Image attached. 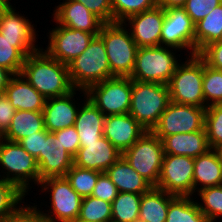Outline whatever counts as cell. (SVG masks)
<instances>
[{"label":"cell","mask_w":222,"mask_h":222,"mask_svg":"<svg viewBox=\"0 0 222 222\" xmlns=\"http://www.w3.org/2000/svg\"><path fill=\"white\" fill-rule=\"evenodd\" d=\"M132 91L130 77L115 76L94 85L87 90V98L105 115L129 113Z\"/></svg>","instance_id":"30bf717a"},{"label":"cell","mask_w":222,"mask_h":222,"mask_svg":"<svg viewBox=\"0 0 222 222\" xmlns=\"http://www.w3.org/2000/svg\"><path fill=\"white\" fill-rule=\"evenodd\" d=\"M16 109L11 105L8 98L1 93L0 95V131L4 134L9 128L15 115Z\"/></svg>","instance_id":"7dc6e473"},{"label":"cell","mask_w":222,"mask_h":222,"mask_svg":"<svg viewBox=\"0 0 222 222\" xmlns=\"http://www.w3.org/2000/svg\"><path fill=\"white\" fill-rule=\"evenodd\" d=\"M194 195V198H197L196 202L199 209L210 220V222H218L217 220H220L219 222H221L222 185L204 188Z\"/></svg>","instance_id":"d6a6232c"},{"label":"cell","mask_w":222,"mask_h":222,"mask_svg":"<svg viewBox=\"0 0 222 222\" xmlns=\"http://www.w3.org/2000/svg\"><path fill=\"white\" fill-rule=\"evenodd\" d=\"M164 154L196 158L209 149L206 131L173 134L162 139Z\"/></svg>","instance_id":"cb8c5ba5"},{"label":"cell","mask_w":222,"mask_h":222,"mask_svg":"<svg viewBox=\"0 0 222 222\" xmlns=\"http://www.w3.org/2000/svg\"><path fill=\"white\" fill-rule=\"evenodd\" d=\"M0 178L15 184L27 196L30 195L31 189L40 183L36 158L18 142L1 139Z\"/></svg>","instance_id":"3957f363"},{"label":"cell","mask_w":222,"mask_h":222,"mask_svg":"<svg viewBox=\"0 0 222 222\" xmlns=\"http://www.w3.org/2000/svg\"><path fill=\"white\" fill-rule=\"evenodd\" d=\"M221 3L222 0H186L183 8L196 24Z\"/></svg>","instance_id":"60d3db41"},{"label":"cell","mask_w":222,"mask_h":222,"mask_svg":"<svg viewBox=\"0 0 222 222\" xmlns=\"http://www.w3.org/2000/svg\"><path fill=\"white\" fill-rule=\"evenodd\" d=\"M38 41H9L0 32V67L20 74L26 56L40 50Z\"/></svg>","instance_id":"4316f807"},{"label":"cell","mask_w":222,"mask_h":222,"mask_svg":"<svg viewBox=\"0 0 222 222\" xmlns=\"http://www.w3.org/2000/svg\"><path fill=\"white\" fill-rule=\"evenodd\" d=\"M198 55L210 68L222 70V41H215L208 44Z\"/></svg>","instance_id":"ee69618b"},{"label":"cell","mask_w":222,"mask_h":222,"mask_svg":"<svg viewBox=\"0 0 222 222\" xmlns=\"http://www.w3.org/2000/svg\"><path fill=\"white\" fill-rule=\"evenodd\" d=\"M13 74L5 69L0 67V92L4 93L5 88L8 86L10 79L12 78Z\"/></svg>","instance_id":"c3c4849f"},{"label":"cell","mask_w":222,"mask_h":222,"mask_svg":"<svg viewBox=\"0 0 222 222\" xmlns=\"http://www.w3.org/2000/svg\"><path fill=\"white\" fill-rule=\"evenodd\" d=\"M6 0H0V6L5 2Z\"/></svg>","instance_id":"f5cc1de1"},{"label":"cell","mask_w":222,"mask_h":222,"mask_svg":"<svg viewBox=\"0 0 222 222\" xmlns=\"http://www.w3.org/2000/svg\"><path fill=\"white\" fill-rule=\"evenodd\" d=\"M194 193L204 188L222 185V163L214 149L194 158Z\"/></svg>","instance_id":"484cf974"},{"label":"cell","mask_w":222,"mask_h":222,"mask_svg":"<svg viewBox=\"0 0 222 222\" xmlns=\"http://www.w3.org/2000/svg\"><path fill=\"white\" fill-rule=\"evenodd\" d=\"M164 21V8L156 6L128 17L123 24L129 29L131 37L141 47L160 46L161 30Z\"/></svg>","instance_id":"2e32d148"},{"label":"cell","mask_w":222,"mask_h":222,"mask_svg":"<svg viewBox=\"0 0 222 222\" xmlns=\"http://www.w3.org/2000/svg\"><path fill=\"white\" fill-rule=\"evenodd\" d=\"M105 117L88 98L81 103L74 123L80 147H85V143L97 142L103 136Z\"/></svg>","instance_id":"603a6c76"},{"label":"cell","mask_w":222,"mask_h":222,"mask_svg":"<svg viewBox=\"0 0 222 222\" xmlns=\"http://www.w3.org/2000/svg\"><path fill=\"white\" fill-rule=\"evenodd\" d=\"M15 184L0 178V222L26 199Z\"/></svg>","instance_id":"74e56055"},{"label":"cell","mask_w":222,"mask_h":222,"mask_svg":"<svg viewBox=\"0 0 222 222\" xmlns=\"http://www.w3.org/2000/svg\"><path fill=\"white\" fill-rule=\"evenodd\" d=\"M113 22H123L128 17L153 9L157 0H111Z\"/></svg>","instance_id":"d590c367"},{"label":"cell","mask_w":222,"mask_h":222,"mask_svg":"<svg viewBox=\"0 0 222 222\" xmlns=\"http://www.w3.org/2000/svg\"><path fill=\"white\" fill-rule=\"evenodd\" d=\"M44 141H46V129L24 137L18 143L33 157L43 158Z\"/></svg>","instance_id":"bcb514c9"},{"label":"cell","mask_w":222,"mask_h":222,"mask_svg":"<svg viewBox=\"0 0 222 222\" xmlns=\"http://www.w3.org/2000/svg\"><path fill=\"white\" fill-rule=\"evenodd\" d=\"M101 173L73 165L65 177L70 182L71 187L83 198L92 195L98 176Z\"/></svg>","instance_id":"e575fe53"},{"label":"cell","mask_w":222,"mask_h":222,"mask_svg":"<svg viewBox=\"0 0 222 222\" xmlns=\"http://www.w3.org/2000/svg\"><path fill=\"white\" fill-rule=\"evenodd\" d=\"M53 134L70 155L74 157L77 154L80 148V138L74 126L56 131Z\"/></svg>","instance_id":"f6af8a7d"},{"label":"cell","mask_w":222,"mask_h":222,"mask_svg":"<svg viewBox=\"0 0 222 222\" xmlns=\"http://www.w3.org/2000/svg\"><path fill=\"white\" fill-rule=\"evenodd\" d=\"M203 73L204 60L198 54L185 55L167 84L170 101L206 108L203 94Z\"/></svg>","instance_id":"8992f818"},{"label":"cell","mask_w":222,"mask_h":222,"mask_svg":"<svg viewBox=\"0 0 222 222\" xmlns=\"http://www.w3.org/2000/svg\"><path fill=\"white\" fill-rule=\"evenodd\" d=\"M206 108L170 101L152 132L162 140L173 134L204 130Z\"/></svg>","instance_id":"8fae6325"},{"label":"cell","mask_w":222,"mask_h":222,"mask_svg":"<svg viewBox=\"0 0 222 222\" xmlns=\"http://www.w3.org/2000/svg\"><path fill=\"white\" fill-rule=\"evenodd\" d=\"M222 34V3L195 24V54L208 44L219 41Z\"/></svg>","instance_id":"f546056e"},{"label":"cell","mask_w":222,"mask_h":222,"mask_svg":"<svg viewBox=\"0 0 222 222\" xmlns=\"http://www.w3.org/2000/svg\"><path fill=\"white\" fill-rule=\"evenodd\" d=\"M203 94L207 106L222 104V70L210 68L204 62Z\"/></svg>","instance_id":"f35d334b"},{"label":"cell","mask_w":222,"mask_h":222,"mask_svg":"<svg viewBox=\"0 0 222 222\" xmlns=\"http://www.w3.org/2000/svg\"><path fill=\"white\" fill-rule=\"evenodd\" d=\"M165 222H210L201 212L194 197L176 196L168 207Z\"/></svg>","instance_id":"4dcf8cb0"},{"label":"cell","mask_w":222,"mask_h":222,"mask_svg":"<svg viewBox=\"0 0 222 222\" xmlns=\"http://www.w3.org/2000/svg\"><path fill=\"white\" fill-rule=\"evenodd\" d=\"M16 110L43 112L46 98L21 75L14 74L3 93Z\"/></svg>","instance_id":"7402d4cb"},{"label":"cell","mask_w":222,"mask_h":222,"mask_svg":"<svg viewBox=\"0 0 222 222\" xmlns=\"http://www.w3.org/2000/svg\"><path fill=\"white\" fill-rule=\"evenodd\" d=\"M57 3L59 4L55 5L51 14L58 25L92 34L100 33L104 23L82 3L73 0Z\"/></svg>","instance_id":"e0dca14e"},{"label":"cell","mask_w":222,"mask_h":222,"mask_svg":"<svg viewBox=\"0 0 222 222\" xmlns=\"http://www.w3.org/2000/svg\"><path fill=\"white\" fill-rule=\"evenodd\" d=\"M44 129L43 112L16 110L9 128L3 134V138L11 142H19L24 137Z\"/></svg>","instance_id":"f1b7e54d"},{"label":"cell","mask_w":222,"mask_h":222,"mask_svg":"<svg viewBox=\"0 0 222 222\" xmlns=\"http://www.w3.org/2000/svg\"><path fill=\"white\" fill-rule=\"evenodd\" d=\"M121 156L122 154L102 136L97 142L85 143V147H80L73 157V165L106 172Z\"/></svg>","instance_id":"d6986e66"},{"label":"cell","mask_w":222,"mask_h":222,"mask_svg":"<svg viewBox=\"0 0 222 222\" xmlns=\"http://www.w3.org/2000/svg\"><path fill=\"white\" fill-rule=\"evenodd\" d=\"M204 129L210 149L222 145V104L206 107Z\"/></svg>","instance_id":"8d00e7d4"},{"label":"cell","mask_w":222,"mask_h":222,"mask_svg":"<svg viewBox=\"0 0 222 222\" xmlns=\"http://www.w3.org/2000/svg\"><path fill=\"white\" fill-rule=\"evenodd\" d=\"M163 156L162 140L152 131H147L122 153V157L153 187L158 184Z\"/></svg>","instance_id":"9c48e42d"},{"label":"cell","mask_w":222,"mask_h":222,"mask_svg":"<svg viewBox=\"0 0 222 222\" xmlns=\"http://www.w3.org/2000/svg\"><path fill=\"white\" fill-rule=\"evenodd\" d=\"M104 43L111 73L114 76L130 77L136 59L137 44L123 22L105 23L98 34Z\"/></svg>","instance_id":"ba28073f"},{"label":"cell","mask_w":222,"mask_h":222,"mask_svg":"<svg viewBox=\"0 0 222 222\" xmlns=\"http://www.w3.org/2000/svg\"><path fill=\"white\" fill-rule=\"evenodd\" d=\"M106 174L119 192L144 194L153 187L122 156L107 169Z\"/></svg>","instance_id":"d4e9b609"},{"label":"cell","mask_w":222,"mask_h":222,"mask_svg":"<svg viewBox=\"0 0 222 222\" xmlns=\"http://www.w3.org/2000/svg\"><path fill=\"white\" fill-rule=\"evenodd\" d=\"M73 1L82 3L104 24L113 23V11H112L111 0H73Z\"/></svg>","instance_id":"7bdbcfd3"},{"label":"cell","mask_w":222,"mask_h":222,"mask_svg":"<svg viewBox=\"0 0 222 222\" xmlns=\"http://www.w3.org/2000/svg\"><path fill=\"white\" fill-rule=\"evenodd\" d=\"M118 193L119 191L115 184L111 181L110 177L106 174V172H102L98 176L91 196L112 203Z\"/></svg>","instance_id":"b9f144b4"},{"label":"cell","mask_w":222,"mask_h":222,"mask_svg":"<svg viewBox=\"0 0 222 222\" xmlns=\"http://www.w3.org/2000/svg\"><path fill=\"white\" fill-rule=\"evenodd\" d=\"M194 158L164 154L156 188L179 197H194Z\"/></svg>","instance_id":"4fadbf2b"},{"label":"cell","mask_w":222,"mask_h":222,"mask_svg":"<svg viewBox=\"0 0 222 222\" xmlns=\"http://www.w3.org/2000/svg\"><path fill=\"white\" fill-rule=\"evenodd\" d=\"M21 203L13 212L6 216L1 222H46L36 203L29 202Z\"/></svg>","instance_id":"ab89813d"},{"label":"cell","mask_w":222,"mask_h":222,"mask_svg":"<svg viewBox=\"0 0 222 222\" xmlns=\"http://www.w3.org/2000/svg\"><path fill=\"white\" fill-rule=\"evenodd\" d=\"M58 141L53 133L46 130L43 158H36L40 181L50 177H65L73 166V156Z\"/></svg>","instance_id":"ffe728a7"},{"label":"cell","mask_w":222,"mask_h":222,"mask_svg":"<svg viewBox=\"0 0 222 222\" xmlns=\"http://www.w3.org/2000/svg\"><path fill=\"white\" fill-rule=\"evenodd\" d=\"M142 194L119 192L111 203V222H135L139 219Z\"/></svg>","instance_id":"1f68e13d"},{"label":"cell","mask_w":222,"mask_h":222,"mask_svg":"<svg viewBox=\"0 0 222 222\" xmlns=\"http://www.w3.org/2000/svg\"><path fill=\"white\" fill-rule=\"evenodd\" d=\"M68 69L73 87L85 91L91 85L115 77L111 73L105 46L99 35L68 64Z\"/></svg>","instance_id":"52a82bcc"},{"label":"cell","mask_w":222,"mask_h":222,"mask_svg":"<svg viewBox=\"0 0 222 222\" xmlns=\"http://www.w3.org/2000/svg\"><path fill=\"white\" fill-rule=\"evenodd\" d=\"M135 222H144V221H141L140 219L136 220Z\"/></svg>","instance_id":"db71d44e"},{"label":"cell","mask_w":222,"mask_h":222,"mask_svg":"<svg viewBox=\"0 0 222 222\" xmlns=\"http://www.w3.org/2000/svg\"><path fill=\"white\" fill-rule=\"evenodd\" d=\"M77 96L80 97L78 98ZM86 98V91L82 89H74L63 96L47 98L45 107L43 108L44 128L48 132L54 133L64 128L74 126L76 115L81 105L80 103ZM80 99L82 101L79 102Z\"/></svg>","instance_id":"9a60e30c"},{"label":"cell","mask_w":222,"mask_h":222,"mask_svg":"<svg viewBox=\"0 0 222 222\" xmlns=\"http://www.w3.org/2000/svg\"><path fill=\"white\" fill-rule=\"evenodd\" d=\"M3 139V133L0 131V140Z\"/></svg>","instance_id":"816d5d0a"},{"label":"cell","mask_w":222,"mask_h":222,"mask_svg":"<svg viewBox=\"0 0 222 222\" xmlns=\"http://www.w3.org/2000/svg\"><path fill=\"white\" fill-rule=\"evenodd\" d=\"M111 203L93 196L82 198L76 222H111Z\"/></svg>","instance_id":"836d02e7"},{"label":"cell","mask_w":222,"mask_h":222,"mask_svg":"<svg viewBox=\"0 0 222 222\" xmlns=\"http://www.w3.org/2000/svg\"><path fill=\"white\" fill-rule=\"evenodd\" d=\"M183 54L177 49L165 46L138 48L130 78L141 82L168 84L178 65L183 61Z\"/></svg>","instance_id":"5b68a950"},{"label":"cell","mask_w":222,"mask_h":222,"mask_svg":"<svg viewBox=\"0 0 222 222\" xmlns=\"http://www.w3.org/2000/svg\"><path fill=\"white\" fill-rule=\"evenodd\" d=\"M157 3L158 6L167 9L170 7H183L186 3V0H157Z\"/></svg>","instance_id":"681fc988"},{"label":"cell","mask_w":222,"mask_h":222,"mask_svg":"<svg viewBox=\"0 0 222 222\" xmlns=\"http://www.w3.org/2000/svg\"><path fill=\"white\" fill-rule=\"evenodd\" d=\"M169 103L167 84L132 80L129 114L146 131H152L157 125Z\"/></svg>","instance_id":"277c9868"},{"label":"cell","mask_w":222,"mask_h":222,"mask_svg":"<svg viewBox=\"0 0 222 222\" xmlns=\"http://www.w3.org/2000/svg\"><path fill=\"white\" fill-rule=\"evenodd\" d=\"M147 131L129 114L107 115L103 136L122 154Z\"/></svg>","instance_id":"ac0fdd59"},{"label":"cell","mask_w":222,"mask_h":222,"mask_svg":"<svg viewBox=\"0 0 222 222\" xmlns=\"http://www.w3.org/2000/svg\"><path fill=\"white\" fill-rule=\"evenodd\" d=\"M46 99L73 91L68 65L50 57L42 48L25 58L21 73Z\"/></svg>","instance_id":"6da1fadb"},{"label":"cell","mask_w":222,"mask_h":222,"mask_svg":"<svg viewBox=\"0 0 222 222\" xmlns=\"http://www.w3.org/2000/svg\"><path fill=\"white\" fill-rule=\"evenodd\" d=\"M38 188V192L41 193L38 194L39 196L45 193V198H49L50 205L45 204L48 203V200L44 202V199L41 200L43 202H40V205L36 204L46 222L77 221L80 214L82 197L71 187L66 177L46 178L40 181L36 189Z\"/></svg>","instance_id":"7a4b0ae2"},{"label":"cell","mask_w":222,"mask_h":222,"mask_svg":"<svg viewBox=\"0 0 222 222\" xmlns=\"http://www.w3.org/2000/svg\"><path fill=\"white\" fill-rule=\"evenodd\" d=\"M10 1L6 0L0 6L1 34L9 41H38L39 31L36 24H33L34 21L31 22L28 15L21 14L16 10V6H13Z\"/></svg>","instance_id":"44dd1931"},{"label":"cell","mask_w":222,"mask_h":222,"mask_svg":"<svg viewBox=\"0 0 222 222\" xmlns=\"http://www.w3.org/2000/svg\"><path fill=\"white\" fill-rule=\"evenodd\" d=\"M214 150L218 154L219 160L222 163V145H219L218 147L214 148Z\"/></svg>","instance_id":"f907efd6"},{"label":"cell","mask_w":222,"mask_h":222,"mask_svg":"<svg viewBox=\"0 0 222 222\" xmlns=\"http://www.w3.org/2000/svg\"><path fill=\"white\" fill-rule=\"evenodd\" d=\"M175 197L164 190L152 187L141 196L139 219L144 222H165L169 203Z\"/></svg>","instance_id":"83f0119b"},{"label":"cell","mask_w":222,"mask_h":222,"mask_svg":"<svg viewBox=\"0 0 222 222\" xmlns=\"http://www.w3.org/2000/svg\"><path fill=\"white\" fill-rule=\"evenodd\" d=\"M160 46L195 55V24L183 7L164 9Z\"/></svg>","instance_id":"5bb4252c"},{"label":"cell","mask_w":222,"mask_h":222,"mask_svg":"<svg viewBox=\"0 0 222 222\" xmlns=\"http://www.w3.org/2000/svg\"><path fill=\"white\" fill-rule=\"evenodd\" d=\"M51 21L55 26L53 25L46 33L48 43L45 42V49L41 45L42 49L50 57L66 65L78 57L98 35L58 25L53 19Z\"/></svg>","instance_id":"7c38bea8"}]
</instances>
